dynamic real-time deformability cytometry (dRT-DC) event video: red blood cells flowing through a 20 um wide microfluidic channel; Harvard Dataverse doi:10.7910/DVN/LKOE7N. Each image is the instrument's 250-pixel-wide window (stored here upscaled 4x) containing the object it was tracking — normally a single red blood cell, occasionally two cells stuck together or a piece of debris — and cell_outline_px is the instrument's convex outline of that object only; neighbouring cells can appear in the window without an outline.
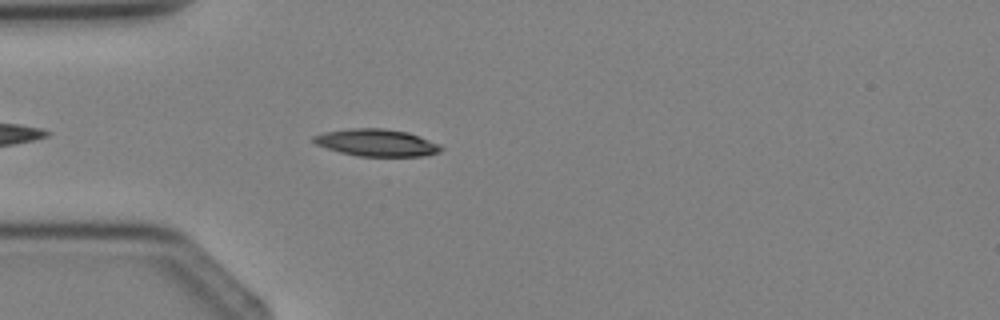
{"species": "Egyptian fruit bat (a non-hibernating species)", "species_latin": "Rousettus aegyptiacus", "temperature_condition": "cold", "stored_images_in_passage": 4, "camera_frame_rate_fps": 3000, "um_per_image_px": 0.085, "animal": {"sex": "female"}, "frame": {"image": 1, "passage_image": 4, "time_ms": 3.333, "image_size_px": [1000, 320], "cell_outline_px": [[444, 148], [440, 152], [424, 156], [356, 156], [340, 152], [316, 144], [312, 140], [312, 136], [324, 132], [352, 128], [384, 128], [408, 132], [440, 144]], "centroid_in_image_um": [32.03, 12.13], "position_along_channel_um": 53.0, "area_um2": 20.17}}